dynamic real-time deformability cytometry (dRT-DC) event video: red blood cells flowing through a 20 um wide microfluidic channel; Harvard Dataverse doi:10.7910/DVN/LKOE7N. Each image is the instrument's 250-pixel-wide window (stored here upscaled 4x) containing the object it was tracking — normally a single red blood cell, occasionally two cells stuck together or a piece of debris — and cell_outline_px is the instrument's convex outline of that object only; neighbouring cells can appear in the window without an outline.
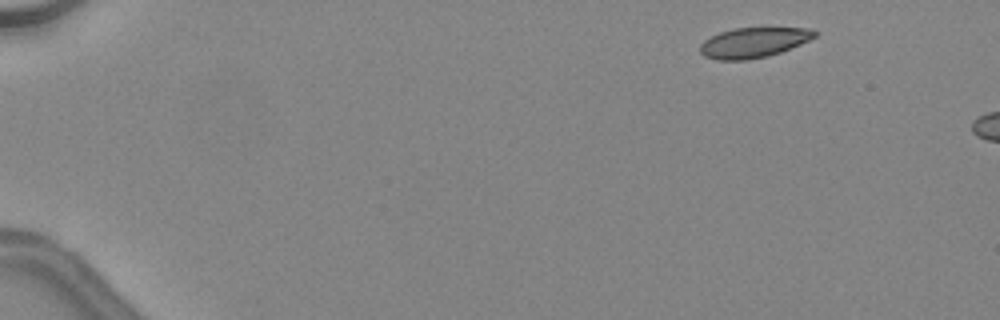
{"species": "common noctule bat (a hibernating species)", "species_latin": "Nyctalus noctula", "temperature_condition": "warm", "stored_images_in_passage": 5, "camera_frame_rate_fps": 3000, "um_per_image_px": 0.085, "animal": {"sex": "female", "body_mass_g": 24.6, "forearm_length_mm": 56.2}, "frame": {"image": 1, "passage_image": 1, "time_ms": 0.0, "image_size_px": [1000, 320], "cell_outline_px": [[816, 36], [800, 44], [780, 52], [768, 56], [748, 60], [716, 60], [704, 56], [700, 52], [700, 44], [704, 40], [720, 32], [732, 28], [808, 28], [816, 32]], "centroid_in_image_um": [64.01, 3.62], "position_along_channel_um": 21.0, "area_um2": 20.0}}